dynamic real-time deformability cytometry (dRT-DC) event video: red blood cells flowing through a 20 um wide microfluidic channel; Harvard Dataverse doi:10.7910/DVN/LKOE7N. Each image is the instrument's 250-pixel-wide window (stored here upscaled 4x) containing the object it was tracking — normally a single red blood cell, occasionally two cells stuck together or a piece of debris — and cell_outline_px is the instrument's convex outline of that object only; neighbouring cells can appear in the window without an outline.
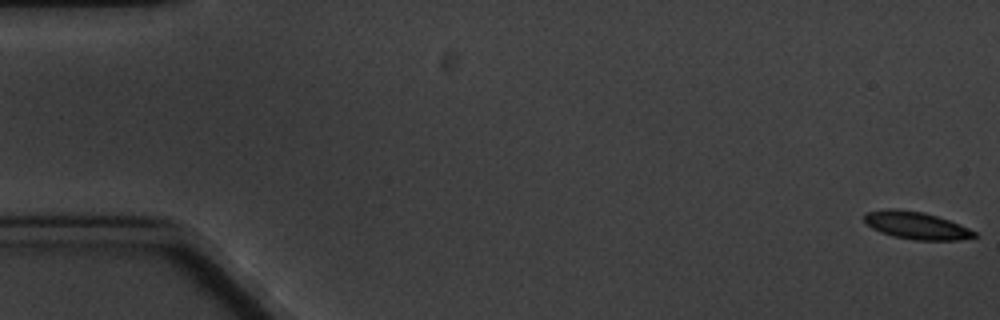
{"species": "common noctule bat (a hibernating species)", "species_latin": "Nyctalus noctula", "temperature_condition": "cold", "stored_images_in_passage": 6, "segment_of_instrument_passage": [1, 2], "camera_frame_rate_fps": 3000, "um_per_image_px": 0.085, "animal": {"sex": "male", "body_mass_g": 20.1, "forearm_length_mm": 53.5}, "frame": {"image": 1, "passage_image": 1, "time_ms": 0.0, "image_size_px": [1000, 320], "cell_outline_px": [[976, 236], [960, 240], [916, 240], [892, 236], [880, 232], [872, 228], [864, 220], [864, 216], [868, 212], [888, 208], [896, 208], [924, 212], [960, 224], [976, 232]], "centroid_in_image_um": [77.88, 19.16], "position_along_channel_um": 7.1, "area_um2": 17.51}}